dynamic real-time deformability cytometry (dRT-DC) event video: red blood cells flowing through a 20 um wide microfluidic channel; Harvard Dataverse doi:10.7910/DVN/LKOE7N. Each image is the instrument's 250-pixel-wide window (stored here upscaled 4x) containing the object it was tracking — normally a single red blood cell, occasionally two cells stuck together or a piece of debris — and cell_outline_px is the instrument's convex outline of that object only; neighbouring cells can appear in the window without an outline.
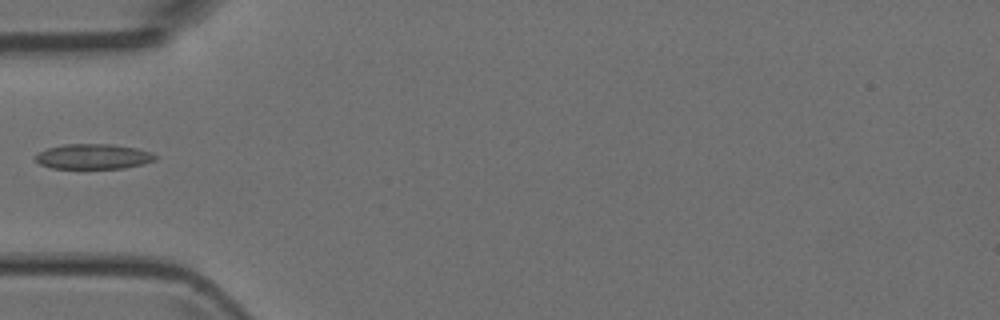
{"species": "Egyptian fruit bat (a non-hibernating species)", "species_latin": "Rousettus aegyptiacus", "temperature_condition": "room temperature", "stored_images_in_passage": 3, "camera_frame_rate_fps": 3000, "um_per_image_px": 0.085, "animal": {"sex": "female"}, "frame": {"image": 1, "passage_image": 2, "time_ms": 1.0, "image_size_px": [1000, 320], "cell_outline_px": [[160, 156], [156, 160], [144, 164], [124, 168], [52, 168], [40, 164], [36, 160], [36, 156], [40, 152], [48, 148], [64, 144], [112, 144], [136, 148]], "centroid_in_image_um": [7.98, 13.3], "position_along_channel_um": 77.0, "area_um2": 17.46}}
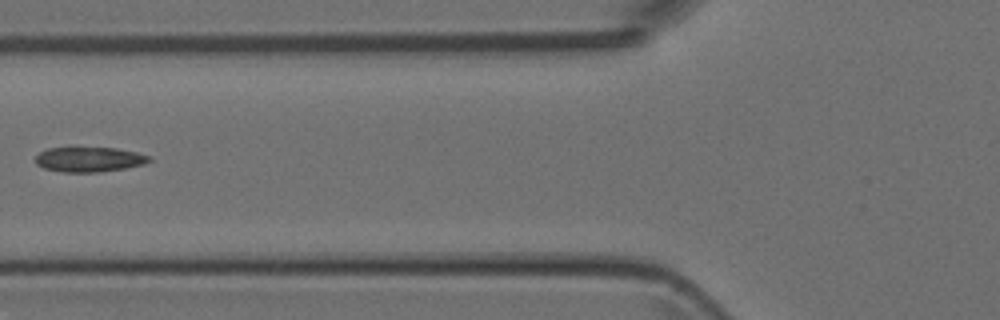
{"frame": {"image": 2, "passage_image": 3, "time_ms": 2.0, "image_size_px": [1000, 320], "cell_outline_px": [[152, 160], [144, 164], [124, 168], [100, 172], [64, 172], [44, 168], [36, 164], [36, 156], [40, 152], [48, 148], [68, 144], [116, 148], [136, 152], [152, 156]], "centroid_in_image_um": [7.55, 13.49], "position_along_channel_um": 118.2, "area_um2": 17.4}}